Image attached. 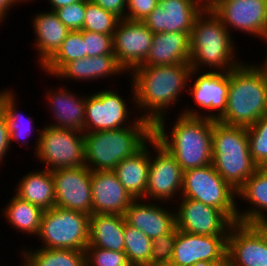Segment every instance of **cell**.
I'll list each match as a JSON object with an SVG mask.
<instances>
[{"label":"cell","instance_id":"obj_1","mask_svg":"<svg viewBox=\"0 0 267 266\" xmlns=\"http://www.w3.org/2000/svg\"><path fill=\"white\" fill-rule=\"evenodd\" d=\"M191 70L190 64L139 65L133 69L128 76H131V105L134 104L131 108L137 109L135 116L153 126L168 116L171 107L179 103L180 96L187 93Z\"/></svg>","mask_w":267,"mask_h":266},{"label":"cell","instance_id":"obj_2","mask_svg":"<svg viewBox=\"0 0 267 266\" xmlns=\"http://www.w3.org/2000/svg\"><path fill=\"white\" fill-rule=\"evenodd\" d=\"M166 119L154 125L153 136L175 157L183 172L212 164L213 119L178 114L168 133Z\"/></svg>","mask_w":267,"mask_h":266},{"label":"cell","instance_id":"obj_3","mask_svg":"<svg viewBox=\"0 0 267 266\" xmlns=\"http://www.w3.org/2000/svg\"><path fill=\"white\" fill-rule=\"evenodd\" d=\"M235 44L219 17L211 9L202 10L190 33L189 64L196 71L229 72L242 63Z\"/></svg>","mask_w":267,"mask_h":266},{"label":"cell","instance_id":"obj_4","mask_svg":"<svg viewBox=\"0 0 267 266\" xmlns=\"http://www.w3.org/2000/svg\"><path fill=\"white\" fill-rule=\"evenodd\" d=\"M265 114L267 75L256 62H242L229 71L227 106L218 121L248 128Z\"/></svg>","mask_w":267,"mask_h":266},{"label":"cell","instance_id":"obj_5","mask_svg":"<svg viewBox=\"0 0 267 266\" xmlns=\"http://www.w3.org/2000/svg\"><path fill=\"white\" fill-rule=\"evenodd\" d=\"M153 133L154 126L142 118L130 127L84 133L85 166L91 171H114L123 159L140 150Z\"/></svg>","mask_w":267,"mask_h":266},{"label":"cell","instance_id":"obj_6","mask_svg":"<svg viewBox=\"0 0 267 266\" xmlns=\"http://www.w3.org/2000/svg\"><path fill=\"white\" fill-rule=\"evenodd\" d=\"M212 154V166L236 191L259 168L250 155L245 127L213 120Z\"/></svg>","mask_w":267,"mask_h":266},{"label":"cell","instance_id":"obj_7","mask_svg":"<svg viewBox=\"0 0 267 266\" xmlns=\"http://www.w3.org/2000/svg\"><path fill=\"white\" fill-rule=\"evenodd\" d=\"M89 218L83 212L54 206L43 212L36 237L41 248L86 250L89 244Z\"/></svg>","mask_w":267,"mask_h":266},{"label":"cell","instance_id":"obj_8","mask_svg":"<svg viewBox=\"0 0 267 266\" xmlns=\"http://www.w3.org/2000/svg\"><path fill=\"white\" fill-rule=\"evenodd\" d=\"M180 197L202 202L223 211L237 222V191L210 165L183 172Z\"/></svg>","mask_w":267,"mask_h":266},{"label":"cell","instance_id":"obj_9","mask_svg":"<svg viewBox=\"0 0 267 266\" xmlns=\"http://www.w3.org/2000/svg\"><path fill=\"white\" fill-rule=\"evenodd\" d=\"M84 132L44 124L36 152L37 161L50 171L85 166ZM39 158V159H38Z\"/></svg>","mask_w":267,"mask_h":266},{"label":"cell","instance_id":"obj_10","mask_svg":"<svg viewBox=\"0 0 267 266\" xmlns=\"http://www.w3.org/2000/svg\"><path fill=\"white\" fill-rule=\"evenodd\" d=\"M228 89L229 72L196 71L192 69L187 91L194 100L193 104L198 107L194 105L196 109L193 106L188 108L187 105L179 114L218 120L226 110ZM197 109L203 110L200 113Z\"/></svg>","mask_w":267,"mask_h":266},{"label":"cell","instance_id":"obj_11","mask_svg":"<svg viewBox=\"0 0 267 266\" xmlns=\"http://www.w3.org/2000/svg\"><path fill=\"white\" fill-rule=\"evenodd\" d=\"M118 93L105 87V90L86 94L84 133L130 127L140 118L133 115L131 119L134 111Z\"/></svg>","mask_w":267,"mask_h":266},{"label":"cell","instance_id":"obj_12","mask_svg":"<svg viewBox=\"0 0 267 266\" xmlns=\"http://www.w3.org/2000/svg\"><path fill=\"white\" fill-rule=\"evenodd\" d=\"M153 152H150V167L145 200L166 202L170 206L172 205L170 203L173 201L176 203L180 198L183 171L175 157L154 136ZM152 153L155 155L153 156Z\"/></svg>","mask_w":267,"mask_h":266},{"label":"cell","instance_id":"obj_13","mask_svg":"<svg viewBox=\"0 0 267 266\" xmlns=\"http://www.w3.org/2000/svg\"><path fill=\"white\" fill-rule=\"evenodd\" d=\"M211 10L231 36L237 30L258 40L267 38V0H219Z\"/></svg>","mask_w":267,"mask_h":266},{"label":"cell","instance_id":"obj_14","mask_svg":"<svg viewBox=\"0 0 267 266\" xmlns=\"http://www.w3.org/2000/svg\"><path fill=\"white\" fill-rule=\"evenodd\" d=\"M175 207L176 228L198 235L228 236L234 222L219 209L180 197Z\"/></svg>","mask_w":267,"mask_h":266},{"label":"cell","instance_id":"obj_15","mask_svg":"<svg viewBox=\"0 0 267 266\" xmlns=\"http://www.w3.org/2000/svg\"><path fill=\"white\" fill-rule=\"evenodd\" d=\"M55 206L92 214L91 170L86 166L52 171Z\"/></svg>","mask_w":267,"mask_h":266},{"label":"cell","instance_id":"obj_16","mask_svg":"<svg viewBox=\"0 0 267 266\" xmlns=\"http://www.w3.org/2000/svg\"><path fill=\"white\" fill-rule=\"evenodd\" d=\"M230 266H267V234L259 225L234 223L227 238Z\"/></svg>","mask_w":267,"mask_h":266},{"label":"cell","instance_id":"obj_17","mask_svg":"<svg viewBox=\"0 0 267 266\" xmlns=\"http://www.w3.org/2000/svg\"><path fill=\"white\" fill-rule=\"evenodd\" d=\"M153 32L143 21L120 19L113 33V49L118 64L128 74L146 59Z\"/></svg>","mask_w":267,"mask_h":266},{"label":"cell","instance_id":"obj_18","mask_svg":"<svg viewBox=\"0 0 267 266\" xmlns=\"http://www.w3.org/2000/svg\"><path fill=\"white\" fill-rule=\"evenodd\" d=\"M227 238L178 230L169 266H190L198 261L222 264L227 261Z\"/></svg>","mask_w":267,"mask_h":266},{"label":"cell","instance_id":"obj_19","mask_svg":"<svg viewBox=\"0 0 267 266\" xmlns=\"http://www.w3.org/2000/svg\"><path fill=\"white\" fill-rule=\"evenodd\" d=\"M162 204L166 205L165 202L135 199L124 214L126 222L151 240L172 232L176 228L175 206L168 208Z\"/></svg>","mask_w":267,"mask_h":266},{"label":"cell","instance_id":"obj_20","mask_svg":"<svg viewBox=\"0 0 267 266\" xmlns=\"http://www.w3.org/2000/svg\"><path fill=\"white\" fill-rule=\"evenodd\" d=\"M202 9L192 0H159L143 20L151 32H191L195 17Z\"/></svg>","mask_w":267,"mask_h":266},{"label":"cell","instance_id":"obj_21","mask_svg":"<svg viewBox=\"0 0 267 266\" xmlns=\"http://www.w3.org/2000/svg\"><path fill=\"white\" fill-rule=\"evenodd\" d=\"M92 214H120L135 200L114 171H91Z\"/></svg>","mask_w":267,"mask_h":266},{"label":"cell","instance_id":"obj_22","mask_svg":"<svg viewBox=\"0 0 267 266\" xmlns=\"http://www.w3.org/2000/svg\"><path fill=\"white\" fill-rule=\"evenodd\" d=\"M61 86L49 89L45 93L48 109L54 117L53 121L55 120V123L50 122L46 125L84 132L86 95H77V92H71L69 88Z\"/></svg>","mask_w":267,"mask_h":266},{"label":"cell","instance_id":"obj_23","mask_svg":"<svg viewBox=\"0 0 267 266\" xmlns=\"http://www.w3.org/2000/svg\"><path fill=\"white\" fill-rule=\"evenodd\" d=\"M35 34L37 63L42 67L60 48L70 30L58 19L54 11H42L30 18Z\"/></svg>","mask_w":267,"mask_h":266},{"label":"cell","instance_id":"obj_24","mask_svg":"<svg viewBox=\"0 0 267 266\" xmlns=\"http://www.w3.org/2000/svg\"><path fill=\"white\" fill-rule=\"evenodd\" d=\"M237 199L250 206L247 209L237 207V222L259 225L267 219V168H258L246 180L237 190Z\"/></svg>","mask_w":267,"mask_h":266},{"label":"cell","instance_id":"obj_25","mask_svg":"<svg viewBox=\"0 0 267 266\" xmlns=\"http://www.w3.org/2000/svg\"><path fill=\"white\" fill-rule=\"evenodd\" d=\"M125 70L118 64L115 55L85 56L68 62L55 76L59 80L96 81L124 75ZM115 75V76H114Z\"/></svg>","mask_w":267,"mask_h":266},{"label":"cell","instance_id":"obj_26","mask_svg":"<svg viewBox=\"0 0 267 266\" xmlns=\"http://www.w3.org/2000/svg\"><path fill=\"white\" fill-rule=\"evenodd\" d=\"M190 33L161 32L153 34L149 53L140 66L189 64Z\"/></svg>","mask_w":267,"mask_h":266},{"label":"cell","instance_id":"obj_27","mask_svg":"<svg viewBox=\"0 0 267 266\" xmlns=\"http://www.w3.org/2000/svg\"><path fill=\"white\" fill-rule=\"evenodd\" d=\"M151 150L153 137L134 155L123 159L114 169L119 181L134 199L145 200Z\"/></svg>","mask_w":267,"mask_h":266},{"label":"cell","instance_id":"obj_28","mask_svg":"<svg viewBox=\"0 0 267 266\" xmlns=\"http://www.w3.org/2000/svg\"><path fill=\"white\" fill-rule=\"evenodd\" d=\"M125 222V216L120 214H91L87 247L124 251Z\"/></svg>","mask_w":267,"mask_h":266},{"label":"cell","instance_id":"obj_29","mask_svg":"<svg viewBox=\"0 0 267 266\" xmlns=\"http://www.w3.org/2000/svg\"><path fill=\"white\" fill-rule=\"evenodd\" d=\"M27 172L16 184L14 194L46 211L55 206L52 171L43 168Z\"/></svg>","mask_w":267,"mask_h":266},{"label":"cell","instance_id":"obj_30","mask_svg":"<svg viewBox=\"0 0 267 266\" xmlns=\"http://www.w3.org/2000/svg\"><path fill=\"white\" fill-rule=\"evenodd\" d=\"M5 88L4 90L1 89L0 91V108L5 113V117L8 124V130L10 135V145L12 147V143L17 141L18 144L21 145V147H24L23 145H28V140L26 139L31 135V133H35L36 135V141L34 150L36 152L37 146L39 144V137L41 134L42 127L39 129H34V117H26L21 111H19L18 102L19 100L16 99L18 95H16V92L14 93L13 89ZM18 100V101H17ZM17 101V102H16ZM18 108V109H17ZM32 118V120H31ZM26 140V141H25ZM23 141V142H22Z\"/></svg>","mask_w":267,"mask_h":266},{"label":"cell","instance_id":"obj_31","mask_svg":"<svg viewBox=\"0 0 267 266\" xmlns=\"http://www.w3.org/2000/svg\"><path fill=\"white\" fill-rule=\"evenodd\" d=\"M8 202L4 209H1L5 221L16 231L36 238L44 210L15 194Z\"/></svg>","mask_w":267,"mask_h":266},{"label":"cell","instance_id":"obj_32","mask_svg":"<svg viewBox=\"0 0 267 266\" xmlns=\"http://www.w3.org/2000/svg\"><path fill=\"white\" fill-rule=\"evenodd\" d=\"M20 254L22 266H86L85 250L26 247Z\"/></svg>","mask_w":267,"mask_h":266},{"label":"cell","instance_id":"obj_33","mask_svg":"<svg viewBox=\"0 0 267 266\" xmlns=\"http://www.w3.org/2000/svg\"><path fill=\"white\" fill-rule=\"evenodd\" d=\"M84 57L83 30L70 31L58 51L40 68L45 75L54 77L68 62Z\"/></svg>","mask_w":267,"mask_h":266},{"label":"cell","instance_id":"obj_34","mask_svg":"<svg viewBox=\"0 0 267 266\" xmlns=\"http://www.w3.org/2000/svg\"><path fill=\"white\" fill-rule=\"evenodd\" d=\"M152 240L125 222L124 252L132 266H150Z\"/></svg>","mask_w":267,"mask_h":266},{"label":"cell","instance_id":"obj_35","mask_svg":"<svg viewBox=\"0 0 267 266\" xmlns=\"http://www.w3.org/2000/svg\"><path fill=\"white\" fill-rule=\"evenodd\" d=\"M83 29L90 32L113 35L120 18L106 11L91 0H86Z\"/></svg>","mask_w":267,"mask_h":266},{"label":"cell","instance_id":"obj_36","mask_svg":"<svg viewBox=\"0 0 267 266\" xmlns=\"http://www.w3.org/2000/svg\"><path fill=\"white\" fill-rule=\"evenodd\" d=\"M249 151L259 168H267V114L246 128Z\"/></svg>","mask_w":267,"mask_h":266},{"label":"cell","instance_id":"obj_37","mask_svg":"<svg viewBox=\"0 0 267 266\" xmlns=\"http://www.w3.org/2000/svg\"><path fill=\"white\" fill-rule=\"evenodd\" d=\"M178 229L152 240L150 266H169L172 261L173 249Z\"/></svg>","mask_w":267,"mask_h":266},{"label":"cell","instance_id":"obj_38","mask_svg":"<svg viewBox=\"0 0 267 266\" xmlns=\"http://www.w3.org/2000/svg\"><path fill=\"white\" fill-rule=\"evenodd\" d=\"M86 266H132L124 251L86 247Z\"/></svg>","mask_w":267,"mask_h":266},{"label":"cell","instance_id":"obj_39","mask_svg":"<svg viewBox=\"0 0 267 266\" xmlns=\"http://www.w3.org/2000/svg\"><path fill=\"white\" fill-rule=\"evenodd\" d=\"M85 56L114 55L113 35L83 30Z\"/></svg>","mask_w":267,"mask_h":266},{"label":"cell","instance_id":"obj_40","mask_svg":"<svg viewBox=\"0 0 267 266\" xmlns=\"http://www.w3.org/2000/svg\"><path fill=\"white\" fill-rule=\"evenodd\" d=\"M86 0L63 6L54 10L58 19L70 30L80 31L83 29L85 18Z\"/></svg>","mask_w":267,"mask_h":266},{"label":"cell","instance_id":"obj_41","mask_svg":"<svg viewBox=\"0 0 267 266\" xmlns=\"http://www.w3.org/2000/svg\"><path fill=\"white\" fill-rule=\"evenodd\" d=\"M159 0H127L125 19L143 21L158 5Z\"/></svg>","mask_w":267,"mask_h":266},{"label":"cell","instance_id":"obj_42","mask_svg":"<svg viewBox=\"0 0 267 266\" xmlns=\"http://www.w3.org/2000/svg\"><path fill=\"white\" fill-rule=\"evenodd\" d=\"M9 149H11V145L8 124L5 113L0 108V165L5 160L4 158L8 154Z\"/></svg>","mask_w":267,"mask_h":266},{"label":"cell","instance_id":"obj_43","mask_svg":"<svg viewBox=\"0 0 267 266\" xmlns=\"http://www.w3.org/2000/svg\"><path fill=\"white\" fill-rule=\"evenodd\" d=\"M106 11L114 13L120 19H125L127 0H91Z\"/></svg>","mask_w":267,"mask_h":266},{"label":"cell","instance_id":"obj_44","mask_svg":"<svg viewBox=\"0 0 267 266\" xmlns=\"http://www.w3.org/2000/svg\"><path fill=\"white\" fill-rule=\"evenodd\" d=\"M17 4L18 2L16 0H0V26L4 23L6 18H8L7 16H9V10L15 7L14 5L17 7Z\"/></svg>","mask_w":267,"mask_h":266},{"label":"cell","instance_id":"obj_45","mask_svg":"<svg viewBox=\"0 0 267 266\" xmlns=\"http://www.w3.org/2000/svg\"><path fill=\"white\" fill-rule=\"evenodd\" d=\"M48 4H51V9L50 11H54L57 10L63 6H68L70 4L73 3H77L79 1H83V0H47Z\"/></svg>","mask_w":267,"mask_h":266},{"label":"cell","instance_id":"obj_46","mask_svg":"<svg viewBox=\"0 0 267 266\" xmlns=\"http://www.w3.org/2000/svg\"><path fill=\"white\" fill-rule=\"evenodd\" d=\"M195 2L202 10L212 9L219 0H192Z\"/></svg>","mask_w":267,"mask_h":266},{"label":"cell","instance_id":"obj_47","mask_svg":"<svg viewBox=\"0 0 267 266\" xmlns=\"http://www.w3.org/2000/svg\"><path fill=\"white\" fill-rule=\"evenodd\" d=\"M265 41H263V42H265V43H267V38L266 39H264ZM266 57H265V59L263 60V62H260V64L259 63H257V65L266 73V75H267V55H265Z\"/></svg>","mask_w":267,"mask_h":266},{"label":"cell","instance_id":"obj_48","mask_svg":"<svg viewBox=\"0 0 267 266\" xmlns=\"http://www.w3.org/2000/svg\"><path fill=\"white\" fill-rule=\"evenodd\" d=\"M190 266H216L213 262H208V261H198L193 265Z\"/></svg>","mask_w":267,"mask_h":266},{"label":"cell","instance_id":"obj_49","mask_svg":"<svg viewBox=\"0 0 267 266\" xmlns=\"http://www.w3.org/2000/svg\"><path fill=\"white\" fill-rule=\"evenodd\" d=\"M259 226L264 230V232L267 234V219L264 220L259 224Z\"/></svg>","mask_w":267,"mask_h":266},{"label":"cell","instance_id":"obj_50","mask_svg":"<svg viewBox=\"0 0 267 266\" xmlns=\"http://www.w3.org/2000/svg\"><path fill=\"white\" fill-rule=\"evenodd\" d=\"M16 1L18 2V4L22 3V5H23L26 2H34L35 0H16Z\"/></svg>","mask_w":267,"mask_h":266},{"label":"cell","instance_id":"obj_51","mask_svg":"<svg viewBox=\"0 0 267 266\" xmlns=\"http://www.w3.org/2000/svg\"><path fill=\"white\" fill-rule=\"evenodd\" d=\"M216 266H230V264L228 263V261H225L224 263L216 265Z\"/></svg>","mask_w":267,"mask_h":266}]
</instances>
